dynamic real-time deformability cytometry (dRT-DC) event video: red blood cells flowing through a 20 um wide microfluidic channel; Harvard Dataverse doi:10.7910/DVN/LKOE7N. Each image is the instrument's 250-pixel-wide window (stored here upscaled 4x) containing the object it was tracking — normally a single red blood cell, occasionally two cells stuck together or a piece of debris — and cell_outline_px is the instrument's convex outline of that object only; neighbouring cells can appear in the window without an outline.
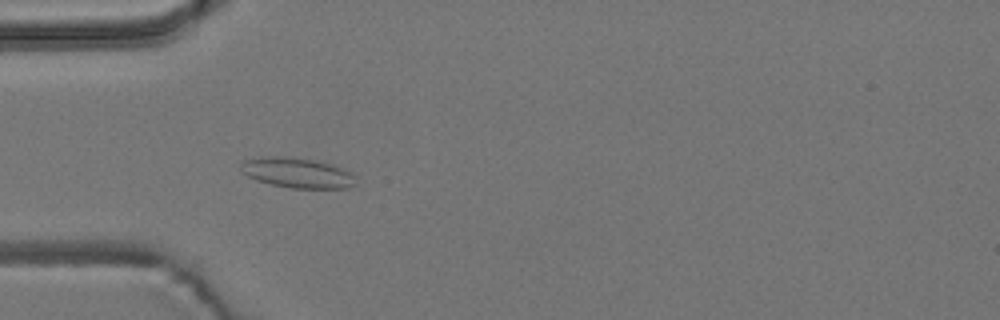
{"species": "common noctule bat (a hibernating species)", "species_latin": "Nyctalus noctula", "temperature_condition": "room temperature", "stored_images_in_passage": 8, "camera_frame_rate_fps": 3000, "um_per_image_px": 0.085, "animal": {"sex": "male", "body_mass_g": 19.2, "forearm_length_mm": 51.8}, "frame": {"image": 1, "passage_image": 4, "time_ms": 1.0, "image_size_px": [1000, 320], "cell_outline_px": [[356, 184], [348, 188], [292, 188], [272, 184], [256, 180], [240, 172], [240, 168], [244, 160], [260, 156], [288, 156], [316, 160], [332, 164], [348, 172], [352, 176]], "centroid_in_image_um": [25.21, 14.67], "position_along_channel_um": 59.8, "area_um2": 20.17}}
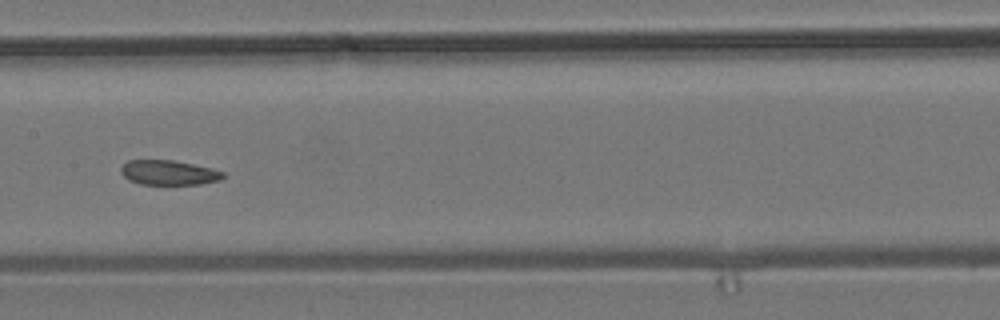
{"frame": {"image": 2, "passage_image": 7, "time_ms": 2.0, "image_size_px": [1000, 320], "cell_outline_px": [[224, 176], [220, 180], [200, 184], [140, 184], [128, 180], [120, 172], [120, 168], [128, 160], [172, 160], [212, 168], [224, 172]], "centroid_in_image_um": [14.33, 14.67], "position_along_channel_um": 193.1, "area_um2": 14.68}}
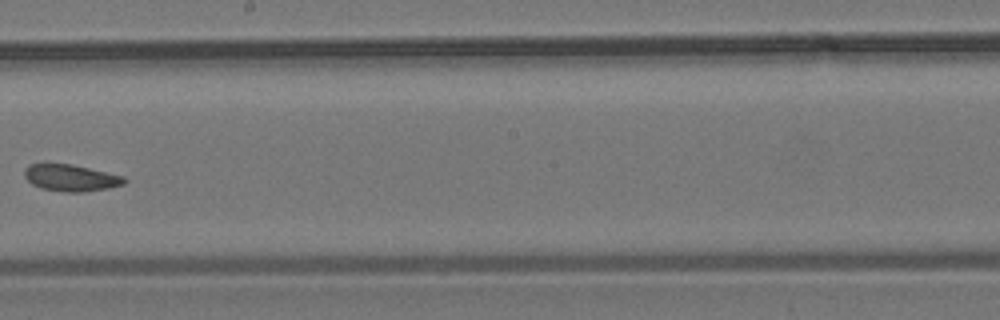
{"frame": {"image": 3, "passage_image": 8, "time_ms": 2.333, "image_size_px": [1000, 320], "cell_outline_px": [[128, 180], [124, 184], [108, 188], [84, 192], [64, 192], [40, 188], [32, 184], [24, 176], [24, 168], [28, 164], [44, 160], [72, 164], [124, 176]], "centroid_in_image_um": [5.95, 15.07], "position_along_channel_um": 242.3, "area_um2": 16.24}}